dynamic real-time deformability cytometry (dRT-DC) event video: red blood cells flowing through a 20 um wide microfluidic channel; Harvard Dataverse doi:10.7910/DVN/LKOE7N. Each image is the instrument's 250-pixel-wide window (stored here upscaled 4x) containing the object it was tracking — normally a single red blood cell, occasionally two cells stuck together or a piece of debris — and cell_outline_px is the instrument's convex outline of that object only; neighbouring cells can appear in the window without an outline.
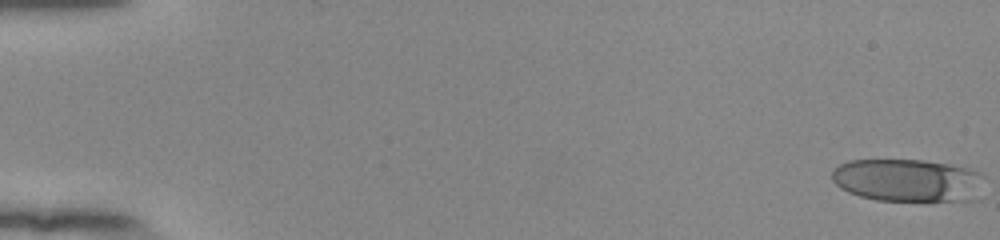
{"species": "human", "species_latin": "Homo sapiens", "temperature_condition": "room temperature", "stored_images_in_passage": 54, "camera_frame_rate_fps": 3000, "um_per_image_px": 0.085, "donor": {"sex": "female"}, "frame": {"image": 1, "passage_image": 1, "time_ms": 0.0, "image_size_px": [1000, 240], "cell_outline_px": [[984, 176], [980, 200], [876, 200], [860, 196], [848, 192], [840, 188], [832, 180], [832, 172], [840, 164], [848, 160], [924, 160], [948, 164], [968, 168], [980, 172]], "centroid_in_image_um": [77.21, 15.33], "position_along_channel_um": 7.8, "area_um2": 38.26}}
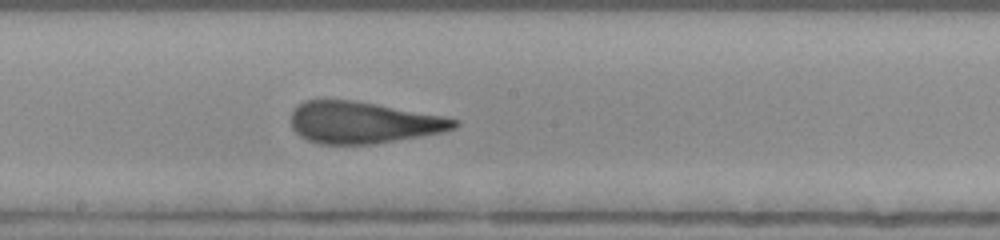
{"frame": {"image": 2, "passage_image": 31, "time_ms": 10.0, "image_size_px": [1000, 240], "cell_outline_px": [[460, 124], [456, 128], [444, 132], [372, 144], [320, 144], [308, 140], [300, 136], [292, 128], [292, 112], [296, 104], [304, 100], [352, 100], [376, 104], [444, 116], [460, 120]], "centroid_in_image_um": [30.87, 10.41], "position_along_channel_um": 217.3, "area_um2": 39.65}}
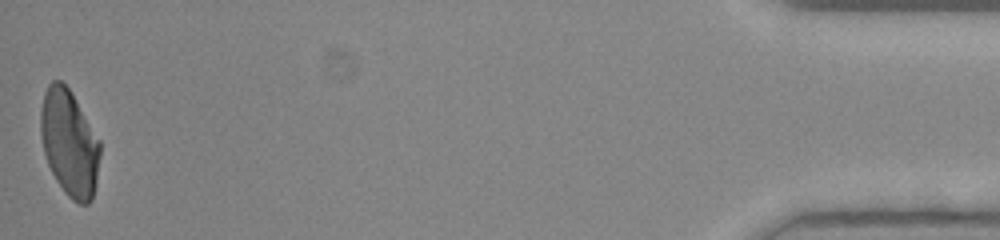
{"frame": {"image": 3, "passage_image": 54, "time_ms": 17.667, "image_size_px": [1000, 240], "cell_outline_px": [[100, 156], [96, 184], [92, 200], [88, 204], [80, 204], [72, 200], [64, 192], [56, 180], [48, 164], [44, 152], [40, 132], [40, 112], [44, 92], [48, 84], [52, 80], [60, 80], [72, 92], [100, 140]], "centroid_in_image_um": [5.9, 12.15], "position_along_channel_um": 429.3, "area_um2": 37.05}, "authors_computed_cell_mechanics": {"area_um2": 39.304, "velocity_mm_per_s": 3.8951, "shape_relaxation_time_tau1_ms": 7.1489, "shape_relaxation_time_tau2_ms": 1.05, "deformation_change_tau1": 0.2464, "deformation_change_tau2": 0.0975}}